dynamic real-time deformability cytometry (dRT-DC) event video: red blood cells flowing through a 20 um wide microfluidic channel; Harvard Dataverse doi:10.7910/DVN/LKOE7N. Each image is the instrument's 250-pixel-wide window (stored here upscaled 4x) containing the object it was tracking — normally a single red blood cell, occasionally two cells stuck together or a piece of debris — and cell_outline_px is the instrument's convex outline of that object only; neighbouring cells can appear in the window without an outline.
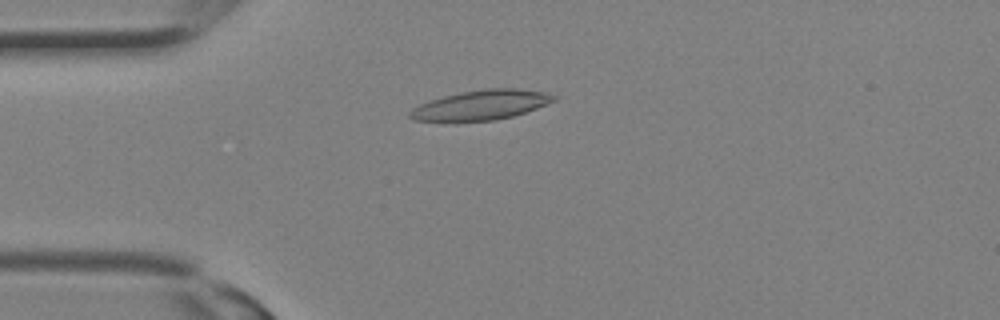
{"species": "Egyptian fruit bat (a non-hibernating species)", "species_latin": "Rousettus aegyptiacus", "temperature_condition": "room temperature", "stored_images_in_passage": 12, "camera_frame_rate_fps": 3000, "um_per_image_px": 0.085, "animal": {"sex": "female"}, "frame": {"image": 1, "passage_image": 3, "time_ms": 0.667, "image_size_px": [1000, 320], "cell_outline_px": [[560, 96], [556, 100], [536, 108], [512, 116], [496, 120], [412, 120], [408, 116], [408, 112], [412, 108], [420, 104], [444, 96], [464, 92], [488, 88], [516, 88], [544, 92]], "centroid_in_image_um": [40.93, 8.91], "position_along_channel_um": 44.1, "area_um2": 24.45}}
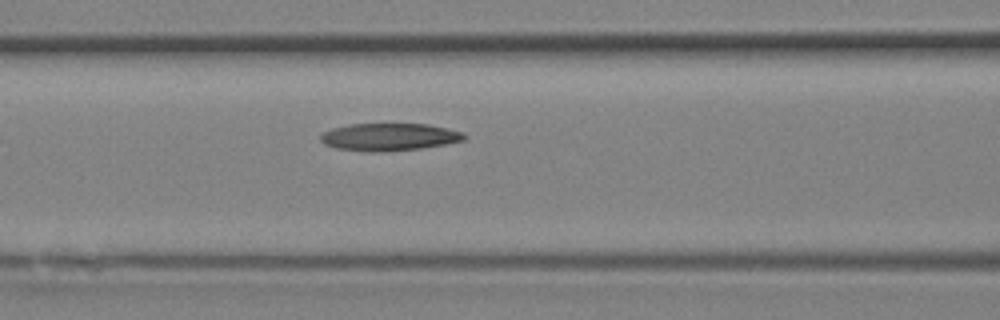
{"frame": {"image": 2, "passage_image": 8, "time_ms": 2.333, "image_size_px": [1000, 320], "cell_outline_px": [[468, 136], [464, 140], [448, 144], [424, 148], [380, 152], [368, 152], [336, 148], [324, 144], [320, 140], [320, 136], [324, 132], [332, 128], [348, 124], [428, 124], [448, 128], [464, 132]], "centroid_in_image_um": [33.12, 11.64], "position_along_channel_um": 133.5, "area_um2": 23.29}}
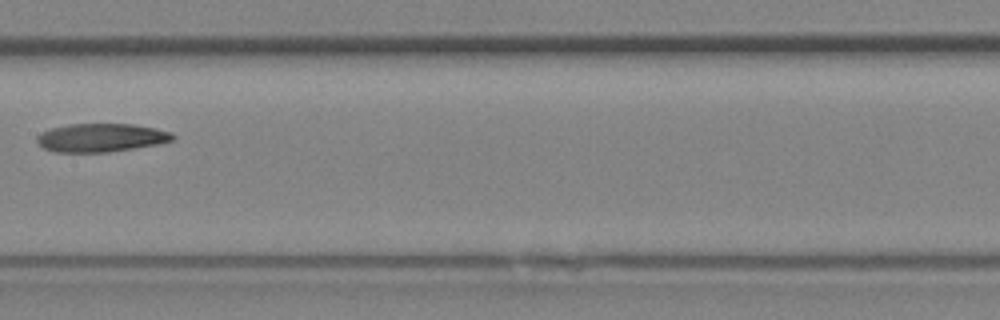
{"frame": {"image": 3, "passage_image": 11, "time_ms": 3.333, "image_size_px": [1000, 320], "cell_outline_px": [[176, 136], [172, 140], [156, 144], [108, 152], [52, 152], [44, 148], [36, 140], [36, 136], [40, 132], [52, 128], [68, 124], [132, 124], [156, 128], [172, 132]], "centroid_in_image_um": [8.57, 11.7], "position_along_channel_um": 198.8, "area_um2": 22.43}}